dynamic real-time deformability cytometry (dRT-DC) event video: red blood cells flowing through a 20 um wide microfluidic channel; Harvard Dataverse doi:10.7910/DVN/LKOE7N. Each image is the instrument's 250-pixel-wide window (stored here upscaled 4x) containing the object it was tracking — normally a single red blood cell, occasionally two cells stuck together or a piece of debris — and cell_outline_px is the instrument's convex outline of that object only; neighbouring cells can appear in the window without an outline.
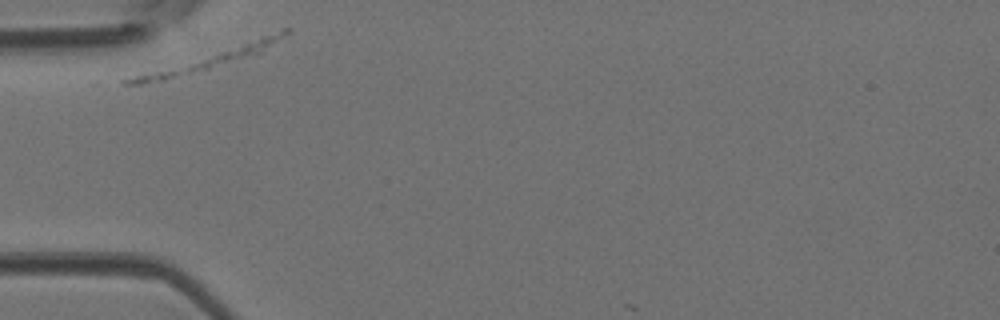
{"species": "Egyptian fruit bat (a non-hibernating species)", "species_latin": "Rousettus aegyptiacus", "temperature_condition": "room temperature", "stored_images_in_passage": 4, "camera_frame_rate_fps": 3000, "um_per_image_px": 0.085, "animal": {"sex": "female"}, "frame": {"image": 1, "passage_image": 1, "time_ms": 0.0, "image_size_px": [1000, 320], "cell_outline_px": [[292, 32], [260, 52], [208, 68], [164, 80], [140, 84], [124, 84], [120, 80], [284, 28], [292, 28]], "centroid_in_image_um": [17.85, 4.98], "position_along_channel_um": 67.1, "area_um2": 16.47}}